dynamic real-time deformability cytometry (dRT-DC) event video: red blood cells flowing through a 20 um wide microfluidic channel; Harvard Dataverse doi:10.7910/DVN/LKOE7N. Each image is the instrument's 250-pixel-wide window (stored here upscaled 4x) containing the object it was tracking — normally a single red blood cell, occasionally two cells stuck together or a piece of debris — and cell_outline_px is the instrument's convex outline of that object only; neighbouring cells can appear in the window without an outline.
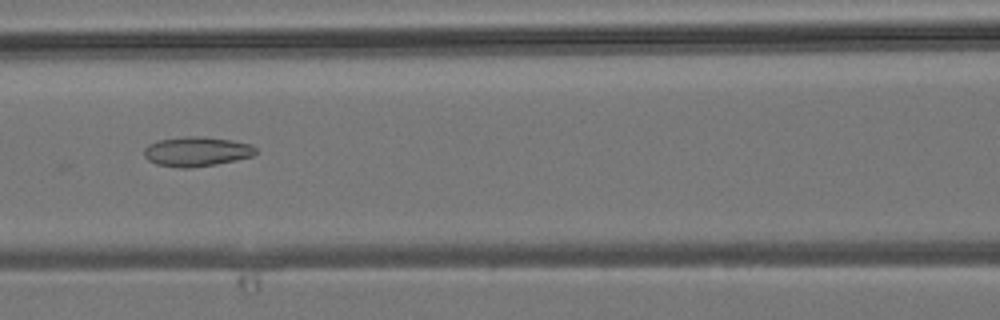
{"species": "common noctule bat (a hibernating species)", "species_latin": "Nyctalus noctula", "temperature_condition": "room temperature", "stored_images_in_passage": 5, "camera_frame_rate_fps": 3000, "um_per_image_px": 0.085, "animal": {"sex": "male", "body_mass_g": 19.2, "forearm_length_mm": 51.8}, "frame": {"image": 1, "passage_image": 5, "time_ms": 4.667, "image_size_px": [1000, 320], "cell_outline_px": [[256, 152], [252, 156], [236, 160], [216, 164], [188, 168], [180, 168], [156, 164], [148, 160], [144, 156], [144, 148], [148, 144], [160, 140], [184, 136], [204, 136], [232, 140], [252, 144], [256, 148]], "centroid_in_image_um": [16.71, 12.87], "position_along_channel_um": 149.9, "area_um2": 19.36}}